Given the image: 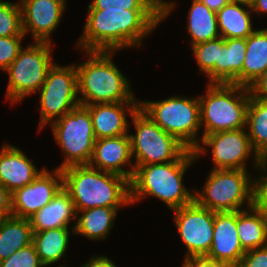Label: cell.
Wrapping results in <instances>:
<instances>
[{
  "instance_id": "6da1fadb",
  "label": "cell",
  "mask_w": 267,
  "mask_h": 267,
  "mask_svg": "<svg viewBox=\"0 0 267 267\" xmlns=\"http://www.w3.org/2000/svg\"><path fill=\"white\" fill-rule=\"evenodd\" d=\"M175 8L172 1L162 0V10L103 9L88 10L84 31L77 47L85 51H119L140 47Z\"/></svg>"
},
{
  "instance_id": "7a4b0ae2",
  "label": "cell",
  "mask_w": 267,
  "mask_h": 267,
  "mask_svg": "<svg viewBox=\"0 0 267 267\" xmlns=\"http://www.w3.org/2000/svg\"><path fill=\"white\" fill-rule=\"evenodd\" d=\"M61 171L63 188L74 202L76 212L94 207L131 205L130 181L123 176L101 171L89 164L71 165Z\"/></svg>"
},
{
  "instance_id": "3957f363",
  "label": "cell",
  "mask_w": 267,
  "mask_h": 267,
  "mask_svg": "<svg viewBox=\"0 0 267 267\" xmlns=\"http://www.w3.org/2000/svg\"><path fill=\"white\" fill-rule=\"evenodd\" d=\"M195 161L193 150L187 149L176 161L134 166L130 181L131 204L147 196L158 198L171 210L191 204L194 194L183 185V176Z\"/></svg>"
},
{
  "instance_id": "277c9868",
  "label": "cell",
  "mask_w": 267,
  "mask_h": 267,
  "mask_svg": "<svg viewBox=\"0 0 267 267\" xmlns=\"http://www.w3.org/2000/svg\"><path fill=\"white\" fill-rule=\"evenodd\" d=\"M86 62L75 64L79 103L82 106L112 102H139L129 79L112 59L115 51H84Z\"/></svg>"
},
{
  "instance_id": "5b68a950",
  "label": "cell",
  "mask_w": 267,
  "mask_h": 267,
  "mask_svg": "<svg viewBox=\"0 0 267 267\" xmlns=\"http://www.w3.org/2000/svg\"><path fill=\"white\" fill-rule=\"evenodd\" d=\"M250 89L237 84L208 83L199 96L202 136L246 128Z\"/></svg>"
},
{
  "instance_id": "8992f818",
  "label": "cell",
  "mask_w": 267,
  "mask_h": 267,
  "mask_svg": "<svg viewBox=\"0 0 267 267\" xmlns=\"http://www.w3.org/2000/svg\"><path fill=\"white\" fill-rule=\"evenodd\" d=\"M250 175L245 170L211 169L202 191H192L194 201L214 212L247 209L254 205L255 178Z\"/></svg>"
},
{
  "instance_id": "52a82bcc",
  "label": "cell",
  "mask_w": 267,
  "mask_h": 267,
  "mask_svg": "<svg viewBox=\"0 0 267 267\" xmlns=\"http://www.w3.org/2000/svg\"><path fill=\"white\" fill-rule=\"evenodd\" d=\"M139 108L165 132L176 137L188 149L200 143L199 97L172 96L161 101L139 100Z\"/></svg>"
},
{
  "instance_id": "ba28073f",
  "label": "cell",
  "mask_w": 267,
  "mask_h": 267,
  "mask_svg": "<svg viewBox=\"0 0 267 267\" xmlns=\"http://www.w3.org/2000/svg\"><path fill=\"white\" fill-rule=\"evenodd\" d=\"M136 133H130L134 166L176 161L188 148L165 132L140 108L131 116Z\"/></svg>"
},
{
  "instance_id": "9c48e42d",
  "label": "cell",
  "mask_w": 267,
  "mask_h": 267,
  "mask_svg": "<svg viewBox=\"0 0 267 267\" xmlns=\"http://www.w3.org/2000/svg\"><path fill=\"white\" fill-rule=\"evenodd\" d=\"M52 44L34 42L22 48L18 56L5 70L9 75L6 97L15 104L38 93L44 84L49 68L54 64Z\"/></svg>"
},
{
  "instance_id": "30bf717a",
  "label": "cell",
  "mask_w": 267,
  "mask_h": 267,
  "mask_svg": "<svg viewBox=\"0 0 267 267\" xmlns=\"http://www.w3.org/2000/svg\"><path fill=\"white\" fill-rule=\"evenodd\" d=\"M51 125L54 139L65 158L56 168L89 164L97 140L89 110L79 105Z\"/></svg>"
},
{
  "instance_id": "8fae6325",
  "label": "cell",
  "mask_w": 267,
  "mask_h": 267,
  "mask_svg": "<svg viewBox=\"0 0 267 267\" xmlns=\"http://www.w3.org/2000/svg\"><path fill=\"white\" fill-rule=\"evenodd\" d=\"M40 94L39 130L80 105L75 64L61 66L54 62L49 68Z\"/></svg>"
},
{
  "instance_id": "7c38bea8",
  "label": "cell",
  "mask_w": 267,
  "mask_h": 267,
  "mask_svg": "<svg viewBox=\"0 0 267 267\" xmlns=\"http://www.w3.org/2000/svg\"><path fill=\"white\" fill-rule=\"evenodd\" d=\"M200 138L201 143L193 150L195 159L198 160V158H201L207 152L206 148H211L212 160L214 162L213 169L248 171L246 167L248 158L254 159L253 165L257 170L264 163L254 151L246 128L220 131Z\"/></svg>"
},
{
  "instance_id": "4fadbf2b",
  "label": "cell",
  "mask_w": 267,
  "mask_h": 267,
  "mask_svg": "<svg viewBox=\"0 0 267 267\" xmlns=\"http://www.w3.org/2000/svg\"><path fill=\"white\" fill-rule=\"evenodd\" d=\"M177 232L187 248L185 258L206 256L212 245L214 211L201 207L195 201L174 209Z\"/></svg>"
},
{
  "instance_id": "5bb4252c",
  "label": "cell",
  "mask_w": 267,
  "mask_h": 267,
  "mask_svg": "<svg viewBox=\"0 0 267 267\" xmlns=\"http://www.w3.org/2000/svg\"><path fill=\"white\" fill-rule=\"evenodd\" d=\"M63 187L61 169L43 171L28 185L12 193V214L18 218L29 219L48 204Z\"/></svg>"
},
{
  "instance_id": "9a60e30c",
  "label": "cell",
  "mask_w": 267,
  "mask_h": 267,
  "mask_svg": "<svg viewBox=\"0 0 267 267\" xmlns=\"http://www.w3.org/2000/svg\"><path fill=\"white\" fill-rule=\"evenodd\" d=\"M67 0H19L24 35L30 32L34 42L51 43L66 9Z\"/></svg>"
},
{
  "instance_id": "2e32d148",
  "label": "cell",
  "mask_w": 267,
  "mask_h": 267,
  "mask_svg": "<svg viewBox=\"0 0 267 267\" xmlns=\"http://www.w3.org/2000/svg\"><path fill=\"white\" fill-rule=\"evenodd\" d=\"M245 253L237 232V211L214 212L213 240L206 257L236 267Z\"/></svg>"
},
{
  "instance_id": "e0dca14e",
  "label": "cell",
  "mask_w": 267,
  "mask_h": 267,
  "mask_svg": "<svg viewBox=\"0 0 267 267\" xmlns=\"http://www.w3.org/2000/svg\"><path fill=\"white\" fill-rule=\"evenodd\" d=\"M131 144L129 134L118 137L97 139L89 165L105 172H111L131 181L135 168L132 164ZM130 170H124L129 165Z\"/></svg>"
},
{
  "instance_id": "ac0fdd59",
  "label": "cell",
  "mask_w": 267,
  "mask_h": 267,
  "mask_svg": "<svg viewBox=\"0 0 267 267\" xmlns=\"http://www.w3.org/2000/svg\"><path fill=\"white\" fill-rule=\"evenodd\" d=\"M85 107L90 112L95 137L100 139L129 134L127 114L132 116L139 108V102L100 103Z\"/></svg>"
},
{
  "instance_id": "d6986e66",
  "label": "cell",
  "mask_w": 267,
  "mask_h": 267,
  "mask_svg": "<svg viewBox=\"0 0 267 267\" xmlns=\"http://www.w3.org/2000/svg\"><path fill=\"white\" fill-rule=\"evenodd\" d=\"M42 171L20 148L4 142L0 149V184L11 194L30 184Z\"/></svg>"
},
{
  "instance_id": "ffe728a7",
  "label": "cell",
  "mask_w": 267,
  "mask_h": 267,
  "mask_svg": "<svg viewBox=\"0 0 267 267\" xmlns=\"http://www.w3.org/2000/svg\"><path fill=\"white\" fill-rule=\"evenodd\" d=\"M77 212L69 193L62 187L60 191L29 218L33 231L68 228L76 220Z\"/></svg>"
},
{
  "instance_id": "44dd1931",
  "label": "cell",
  "mask_w": 267,
  "mask_h": 267,
  "mask_svg": "<svg viewBox=\"0 0 267 267\" xmlns=\"http://www.w3.org/2000/svg\"><path fill=\"white\" fill-rule=\"evenodd\" d=\"M246 52L245 38L222 37L219 63H215V83L242 86V69Z\"/></svg>"
},
{
  "instance_id": "7402d4cb",
  "label": "cell",
  "mask_w": 267,
  "mask_h": 267,
  "mask_svg": "<svg viewBox=\"0 0 267 267\" xmlns=\"http://www.w3.org/2000/svg\"><path fill=\"white\" fill-rule=\"evenodd\" d=\"M120 208L94 207L77 211L76 223L72 226V233L84 235L90 240H104L114 226L117 211ZM79 213L81 215L79 216Z\"/></svg>"
},
{
  "instance_id": "603a6c76",
  "label": "cell",
  "mask_w": 267,
  "mask_h": 267,
  "mask_svg": "<svg viewBox=\"0 0 267 267\" xmlns=\"http://www.w3.org/2000/svg\"><path fill=\"white\" fill-rule=\"evenodd\" d=\"M267 72V28L255 30L246 38L242 86L249 88Z\"/></svg>"
},
{
  "instance_id": "cb8c5ba5",
  "label": "cell",
  "mask_w": 267,
  "mask_h": 267,
  "mask_svg": "<svg viewBox=\"0 0 267 267\" xmlns=\"http://www.w3.org/2000/svg\"><path fill=\"white\" fill-rule=\"evenodd\" d=\"M250 5L230 2L217 14L220 36L224 39L247 38L255 29L253 28Z\"/></svg>"
},
{
  "instance_id": "d4e9b609",
  "label": "cell",
  "mask_w": 267,
  "mask_h": 267,
  "mask_svg": "<svg viewBox=\"0 0 267 267\" xmlns=\"http://www.w3.org/2000/svg\"><path fill=\"white\" fill-rule=\"evenodd\" d=\"M237 232L245 251L267 245V217L255 206L237 211Z\"/></svg>"
},
{
  "instance_id": "484cf974",
  "label": "cell",
  "mask_w": 267,
  "mask_h": 267,
  "mask_svg": "<svg viewBox=\"0 0 267 267\" xmlns=\"http://www.w3.org/2000/svg\"><path fill=\"white\" fill-rule=\"evenodd\" d=\"M33 241L29 219L11 216L0 219V261L9 258Z\"/></svg>"
},
{
  "instance_id": "4316f807",
  "label": "cell",
  "mask_w": 267,
  "mask_h": 267,
  "mask_svg": "<svg viewBox=\"0 0 267 267\" xmlns=\"http://www.w3.org/2000/svg\"><path fill=\"white\" fill-rule=\"evenodd\" d=\"M69 228L33 231V245L41 263L47 267L61 261L69 245Z\"/></svg>"
},
{
  "instance_id": "83f0119b",
  "label": "cell",
  "mask_w": 267,
  "mask_h": 267,
  "mask_svg": "<svg viewBox=\"0 0 267 267\" xmlns=\"http://www.w3.org/2000/svg\"><path fill=\"white\" fill-rule=\"evenodd\" d=\"M187 18L191 46L220 37L216 12L200 0H192Z\"/></svg>"
},
{
  "instance_id": "f1b7e54d",
  "label": "cell",
  "mask_w": 267,
  "mask_h": 267,
  "mask_svg": "<svg viewBox=\"0 0 267 267\" xmlns=\"http://www.w3.org/2000/svg\"><path fill=\"white\" fill-rule=\"evenodd\" d=\"M246 130L251 145L259 157L267 161V100L250 96Z\"/></svg>"
},
{
  "instance_id": "f546056e",
  "label": "cell",
  "mask_w": 267,
  "mask_h": 267,
  "mask_svg": "<svg viewBox=\"0 0 267 267\" xmlns=\"http://www.w3.org/2000/svg\"><path fill=\"white\" fill-rule=\"evenodd\" d=\"M221 49V36L191 46V50L193 51L199 66V70L208 77V83H215V63H219Z\"/></svg>"
},
{
  "instance_id": "4dcf8cb0",
  "label": "cell",
  "mask_w": 267,
  "mask_h": 267,
  "mask_svg": "<svg viewBox=\"0 0 267 267\" xmlns=\"http://www.w3.org/2000/svg\"><path fill=\"white\" fill-rule=\"evenodd\" d=\"M25 36L20 2L0 0V37Z\"/></svg>"
},
{
  "instance_id": "1f68e13d",
  "label": "cell",
  "mask_w": 267,
  "mask_h": 267,
  "mask_svg": "<svg viewBox=\"0 0 267 267\" xmlns=\"http://www.w3.org/2000/svg\"><path fill=\"white\" fill-rule=\"evenodd\" d=\"M162 10V0H92L88 10Z\"/></svg>"
},
{
  "instance_id": "d6a6232c",
  "label": "cell",
  "mask_w": 267,
  "mask_h": 267,
  "mask_svg": "<svg viewBox=\"0 0 267 267\" xmlns=\"http://www.w3.org/2000/svg\"><path fill=\"white\" fill-rule=\"evenodd\" d=\"M0 267H45L32 244L15 251L9 258L0 261Z\"/></svg>"
},
{
  "instance_id": "836d02e7",
  "label": "cell",
  "mask_w": 267,
  "mask_h": 267,
  "mask_svg": "<svg viewBox=\"0 0 267 267\" xmlns=\"http://www.w3.org/2000/svg\"><path fill=\"white\" fill-rule=\"evenodd\" d=\"M25 36L0 37V69L5 70L18 56L23 48L22 42Z\"/></svg>"
},
{
  "instance_id": "e575fe53",
  "label": "cell",
  "mask_w": 267,
  "mask_h": 267,
  "mask_svg": "<svg viewBox=\"0 0 267 267\" xmlns=\"http://www.w3.org/2000/svg\"><path fill=\"white\" fill-rule=\"evenodd\" d=\"M267 161L258 171L261 177L254 179V205L267 217ZM264 174V175H263Z\"/></svg>"
},
{
  "instance_id": "d590c367",
  "label": "cell",
  "mask_w": 267,
  "mask_h": 267,
  "mask_svg": "<svg viewBox=\"0 0 267 267\" xmlns=\"http://www.w3.org/2000/svg\"><path fill=\"white\" fill-rule=\"evenodd\" d=\"M236 267H267V245L246 251Z\"/></svg>"
},
{
  "instance_id": "8d00e7d4",
  "label": "cell",
  "mask_w": 267,
  "mask_h": 267,
  "mask_svg": "<svg viewBox=\"0 0 267 267\" xmlns=\"http://www.w3.org/2000/svg\"><path fill=\"white\" fill-rule=\"evenodd\" d=\"M182 267H230L228 264L206 256H191L185 258Z\"/></svg>"
},
{
  "instance_id": "74e56055",
  "label": "cell",
  "mask_w": 267,
  "mask_h": 267,
  "mask_svg": "<svg viewBox=\"0 0 267 267\" xmlns=\"http://www.w3.org/2000/svg\"><path fill=\"white\" fill-rule=\"evenodd\" d=\"M12 194L0 184V219L13 216Z\"/></svg>"
},
{
  "instance_id": "f35d334b",
  "label": "cell",
  "mask_w": 267,
  "mask_h": 267,
  "mask_svg": "<svg viewBox=\"0 0 267 267\" xmlns=\"http://www.w3.org/2000/svg\"><path fill=\"white\" fill-rule=\"evenodd\" d=\"M249 89L253 97L267 100V72L255 81Z\"/></svg>"
},
{
  "instance_id": "ab89813d",
  "label": "cell",
  "mask_w": 267,
  "mask_h": 267,
  "mask_svg": "<svg viewBox=\"0 0 267 267\" xmlns=\"http://www.w3.org/2000/svg\"><path fill=\"white\" fill-rule=\"evenodd\" d=\"M81 267H117L115 263L104 255H94L90 257V260L87 261Z\"/></svg>"
},
{
  "instance_id": "60d3db41",
  "label": "cell",
  "mask_w": 267,
  "mask_h": 267,
  "mask_svg": "<svg viewBox=\"0 0 267 267\" xmlns=\"http://www.w3.org/2000/svg\"><path fill=\"white\" fill-rule=\"evenodd\" d=\"M204 3L210 10L214 12L220 11L225 5L230 3V0H200Z\"/></svg>"
},
{
  "instance_id": "b9f144b4",
  "label": "cell",
  "mask_w": 267,
  "mask_h": 267,
  "mask_svg": "<svg viewBox=\"0 0 267 267\" xmlns=\"http://www.w3.org/2000/svg\"><path fill=\"white\" fill-rule=\"evenodd\" d=\"M250 7L253 13L261 16V14L267 13V0H253Z\"/></svg>"
},
{
  "instance_id": "7bdbcfd3",
  "label": "cell",
  "mask_w": 267,
  "mask_h": 267,
  "mask_svg": "<svg viewBox=\"0 0 267 267\" xmlns=\"http://www.w3.org/2000/svg\"><path fill=\"white\" fill-rule=\"evenodd\" d=\"M231 2H236V3H243L247 5H251L253 0H230Z\"/></svg>"
}]
</instances>
